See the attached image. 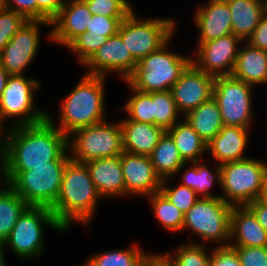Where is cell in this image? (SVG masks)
Returning a JSON list of instances; mask_svg holds the SVG:
<instances>
[{"label":"cell","instance_id":"d4e9b609","mask_svg":"<svg viewBox=\"0 0 267 266\" xmlns=\"http://www.w3.org/2000/svg\"><path fill=\"white\" fill-rule=\"evenodd\" d=\"M240 46L231 75L254 88L267 84V51L253 47L246 41Z\"/></svg>","mask_w":267,"mask_h":266},{"label":"cell","instance_id":"836d02e7","mask_svg":"<svg viewBox=\"0 0 267 266\" xmlns=\"http://www.w3.org/2000/svg\"><path fill=\"white\" fill-rule=\"evenodd\" d=\"M156 221L169 233L182 232L184 213L171 203L161 191L146 197Z\"/></svg>","mask_w":267,"mask_h":266},{"label":"cell","instance_id":"e575fe53","mask_svg":"<svg viewBox=\"0 0 267 266\" xmlns=\"http://www.w3.org/2000/svg\"><path fill=\"white\" fill-rule=\"evenodd\" d=\"M131 97L126 100L122 109L127 113V119L136 122L154 124L153 92H142L134 89L127 81Z\"/></svg>","mask_w":267,"mask_h":266},{"label":"cell","instance_id":"30bf717a","mask_svg":"<svg viewBox=\"0 0 267 266\" xmlns=\"http://www.w3.org/2000/svg\"><path fill=\"white\" fill-rule=\"evenodd\" d=\"M232 205L221 198H199L184 214L182 231L199 236L204 242L229 246Z\"/></svg>","mask_w":267,"mask_h":266},{"label":"cell","instance_id":"5b68a950","mask_svg":"<svg viewBox=\"0 0 267 266\" xmlns=\"http://www.w3.org/2000/svg\"><path fill=\"white\" fill-rule=\"evenodd\" d=\"M66 165L29 166L28 171L2 172L8 184L29 206L52 208L58 198Z\"/></svg>","mask_w":267,"mask_h":266},{"label":"cell","instance_id":"ab89813d","mask_svg":"<svg viewBox=\"0 0 267 266\" xmlns=\"http://www.w3.org/2000/svg\"><path fill=\"white\" fill-rule=\"evenodd\" d=\"M241 266H267V247H232Z\"/></svg>","mask_w":267,"mask_h":266},{"label":"cell","instance_id":"7a4b0ae2","mask_svg":"<svg viewBox=\"0 0 267 266\" xmlns=\"http://www.w3.org/2000/svg\"><path fill=\"white\" fill-rule=\"evenodd\" d=\"M103 198L98 193L85 163L69 159L63 172L58 198L51 208L56 221L67 231L73 223L87 227Z\"/></svg>","mask_w":267,"mask_h":266},{"label":"cell","instance_id":"ac0fdd59","mask_svg":"<svg viewBox=\"0 0 267 266\" xmlns=\"http://www.w3.org/2000/svg\"><path fill=\"white\" fill-rule=\"evenodd\" d=\"M125 18L92 15L86 31L77 36L66 48L70 49L80 65H83L109 37L118 33L119 26Z\"/></svg>","mask_w":267,"mask_h":266},{"label":"cell","instance_id":"816d5d0a","mask_svg":"<svg viewBox=\"0 0 267 266\" xmlns=\"http://www.w3.org/2000/svg\"><path fill=\"white\" fill-rule=\"evenodd\" d=\"M2 7H3L2 0H0V8H2Z\"/></svg>","mask_w":267,"mask_h":266},{"label":"cell","instance_id":"7dc6e473","mask_svg":"<svg viewBox=\"0 0 267 266\" xmlns=\"http://www.w3.org/2000/svg\"><path fill=\"white\" fill-rule=\"evenodd\" d=\"M7 126L0 125V174H2L4 164H5V136H6V128Z\"/></svg>","mask_w":267,"mask_h":266},{"label":"cell","instance_id":"bcb514c9","mask_svg":"<svg viewBox=\"0 0 267 266\" xmlns=\"http://www.w3.org/2000/svg\"><path fill=\"white\" fill-rule=\"evenodd\" d=\"M163 263L161 253L149 252V254L136 266H160Z\"/></svg>","mask_w":267,"mask_h":266},{"label":"cell","instance_id":"8d00e7d4","mask_svg":"<svg viewBox=\"0 0 267 266\" xmlns=\"http://www.w3.org/2000/svg\"><path fill=\"white\" fill-rule=\"evenodd\" d=\"M169 180H171V178L162 180L160 191L171 203L185 214L200 197L193 189L183 186L180 183H178L179 186L175 188L171 187L168 183Z\"/></svg>","mask_w":267,"mask_h":266},{"label":"cell","instance_id":"6da1fadb","mask_svg":"<svg viewBox=\"0 0 267 266\" xmlns=\"http://www.w3.org/2000/svg\"><path fill=\"white\" fill-rule=\"evenodd\" d=\"M53 116L39 123L8 127L2 172L28 171L29 166L66 165L70 159L68 137L55 125Z\"/></svg>","mask_w":267,"mask_h":266},{"label":"cell","instance_id":"ba28073f","mask_svg":"<svg viewBox=\"0 0 267 266\" xmlns=\"http://www.w3.org/2000/svg\"><path fill=\"white\" fill-rule=\"evenodd\" d=\"M68 150L71 159L82 163L120 156L124 149L119 121L111 123L106 119L75 130L68 136Z\"/></svg>","mask_w":267,"mask_h":266},{"label":"cell","instance_id":"60d3db41","mask_svg":"<svg viewBox=\"0 0 267 266\" xmlns=\"http://www.w3.org/2000/svg\"><path fill=\"white\" fill-rule=\"evenodd\" d=\"M209 266H241L236 251L230 246L214 247L211 251Z\"/></svg>","mask_w":267,"mask_h":266},{"label":"cell","instance_id":"f6af8a7d","mask_svg":"<svg viewBox=\"0 0 267 266\" xmlns=\"http://www.w3.org/2000/svg\"><path fill=\"white\" fill-rule=\"evenodd\" d=\"M247 207L257 217L259 224L267 231V198L259 197L249 203Z\"/></svg>","mask_w":267,"mask_h":266},{"label":"cell","instance_id":"f35d334b","mask_svg":"<svg viewBox=\"0 0 267 266\" xmlns=\"http://www.w3.org/2000/svg\"><path fill=\"white\" fill-rule=\"evenodd\" d=\"M27 20L7 8H0V52Z\"/></svg>","mask_w":267,"mask_h":266},{"label":"cell","instance_id":"f907efd6","mask_svg":"<svg viewBox=\"0 0 267 266\" xmlns=\"http://www.w3.org/2000/svg\"><path fill=\"white\" fill-rule=\"evenodd\" d=\"M262 197L267 198V165H266V168H265L264 192H263Z\"/></svg>","mask_w":267,"mask_h":266},{"label":"cell","instance_id":"7c38bea8","mask_svg":"<svg viewBox=\"0 0 267 266\" xmlns=\"http://www.w3.org/2000/svg\"><path fill=\"white\" fill-rule=\"evenodd\" d=\"M253 86L232 75L215 77L213 98L224 126L249 129L253 122Z\"/></svg>","mask_w":267,"mask_h":266},{"label":"cell","instance_id":"c3c4849f","mask_svg":"<svg viewBox=\"0 0 267 266\" xmlns=\"http://www.w3.org/2000/svg\"><path fill=\"white\" fill-rule=\"evenodd\" d=\"M9 74L4 70V68L0 64V97L3 93V90L6 86Z\"/></svg>","mask_w":267,"mask_h":266},{"label":"cell","instance_id":"d590c367","mask_svg":"<svg viewBox=\"0 0 267 266\" xmlns=\"http://www.w3.org/2000/svg\"><path fill=\"white\" fill-rule=\"evenodd\" d=\"M154 125L162 127L165 131L179 122L182 116L175 105L170 90L153 92Z\"/></svg>","mask_w":267,"mask_h":266},{"label":"cell","instance_id":"4316f807","mask_svg":"<svg viewBox=\"0 0 267 266\" xmlns=\"http://www.w3.org/2000/svg\"><path fill=\"white\" fill-rule=\"evenodd\" d=\"M166 132L172 137L185 163L202 161L203 155L207 154V143L183 117Z\"/></svg>","mask_w":267,"mask_h":266},{"label":"cell","instance_id":"277c9868","mask_svg":"<svg viewBox=\"0 0 267 266\" xmlns=\"http://www.w3.org/2000/svg\"><path fill=\"white\" fill-rule=\"evenodd\" d=\"M169 42L171 39L137 62L134 72L126 80L134 89L150 93L168 91L192 63V56L170 51Z\"/></svg>","mask_w":267,"mask_h":266},{"label":"cell","instance_id":"cb8c5ba5","mask_svg":"<svg viewBox=\"0 0 267 266\" xmlns=\"http://www.w3.org/2000/svg\"><path fill=\"white\" fill-rule=\"evenodd\" d=\"M119 123L122 129L123 149L132 154L149 156L165 132L160 126L131 121L126 117Z\"/></svg>","mask_w":267,"mask_h":266},{"label":"cell","instance_id":"b9f144b4","mask_svg":"<svg viewBox=\"0 0 267 266\" xmlns=\"http://www.w3.org/2000/svg\"><path fill=\"white\" fill-rule=\"evenodd\" d=\"M2 4L28 21H37V0H2Z\"/></svg>","mask_w":267,"mask_h":266},{"label":"cell","instance_id":"d6986e66","mask_svg":"<svg viewBox=\"0 0 267 266\" xmlns=\"http://www.w3.org/2000/svg\"><path fill=\"white\" fill-rule=\"evenodd\" d=\"M92 13L85 0H67L59 14L51 21L48 38L67 47L77 36L84 33Z\"/></svg>","mask_w":267,"mask_h":266},{"label":"cell","instance_id":"9c48e42d","mask_svg":"<svg viewBox=\"0 0 267 266\" xmlns=\"http://www.w3.org/2000/svg\"><path fill=\"white\" fill-rule=\"evenodd\" d=\"M137 15L134 9L121 22L118 34L132 56L139 61L159 50L173 38L177 22L173 18L161 17H147V19L144 18L143 20V18H138Z\"/></svg>","mask_w":267,"mask_h":266},{"label":"cell","instance_id":"ee69618b","mask_svg":"<svg viewBox=\"0 0 267 266\" xmlns=\"http://www.w3.org/2000/svg\"><path fill=\"white\" fill-rule=\"evenodd\" d=\"M246 42L253 47L267 51V12Z\"/></svg>","mask_w":267,"mask_h":266},{"label":"cell","instance_id":"e0dca14e","mask_svg":"<svg viewBox=\"0 0 267 266\" xmlns=\"http://www.w3.org/2000/svg\"><path fill=\"white\" fill-rule=\"evenodd\" d=\"M125 182V197H148L160 191L161 178L148 155L123 152L120 155Z\"/></svg>","mask_w":267,"mask_h":266},{"label":"cell","instance_id":"7402d4cb","mask_svg":"<svg viewBox=\"0 0 267 266\" xmlns=\"http://www.w3.org/2000/svg\"><path fill=\"white\" fill-rule=\"evenodd\" d=\"M85 164L94 186L103 199L125 198L120 156L94 159Z\"/></svg>","mask_w":267,"mask_h":266},{"label":"cell","instance_id":"ffe728a7","mask_svg":"<svg viewBox=\"0 0 267 266\" xmlns=\"http://www.w3.org/2000/svg\"><path fill=\"white\" fill-rule=\"evenodd\" d=\"M196 7L193 20L199 33L196 48L201 43L232 34L231 12L226 0H208Z\"/></svg>","mask_w":267,"mask_h":266},{"label":"cell","instance_id":"681fc988","mask_svg":"<svg viewBox=\"0 0 267 266\" xmlns=\"http://www.w3.org/2000/svg\"><path fill=\"white\" fill-rule=\"evenodd\" d=\"M4 254H5L4 243L0 241V266H7Z\"/></svg>","mask_w":267,"mask_h":266},{"label":"cell","instance_id":"4dcf8cb0","mask_svg":"<svg viewBox=\"0 0 267 266\" xmlns=\"http://www.w3.org/2000/svg\"><path fill=\"white\" fill-rule=\"evenodd\" d=\"M29 207L8 184L0 183V241L4 242L19 217Z\"/></svg>","mask_w":267,"mask_h":266},{"label":"cell","instance_id":"7bdbcfd3","mask_svg":"<svg viewBox=\"0 0 267 266\" xmlns=\"http://www.w3.org/2000/svg\"><path fill=\"white\" fill-rule=\"evenodd\" d=\"M64 4L65 0H37V21L51 22Z\"/></svg>","mask_w":267,"mask_h":266},{"label":"cell","instance_id":"1f68e13d","mask_svg":"<svg viewBox=\"0 0 267 266\" xmlns=\"http://www.w3.org/2000/svg\"><path fill=\"white\" fill-rule=\"evenodd\" d=\"M207 245L198 241H189L187 244L181 243L174 251L175 253L161 252L163 264L165 266H209L211 256Z\"/></svg>","mask_w":267,"mask_h":266},{"label":"cell","instance_id":"4fadbf2b","mask_svg":"<svg viewBox=\"0 0 267 266\" xmlns=\"http://www.w3.org/2000/svg\"><path fill=\"white\" fill-rule=\"evenodd\" d=\"M51 22L26 21L0 52V64L9 75H24L37 52L41 35L40 26Z\"/></svg>","mask_w":267,"mask_h":266},{"label":"cell","instance_id":"8992f818","mask_svg":"<svg viewBox=\"0 0 267 266\" xmlns=\"http://www.w3.org/2000/svg\"><path fill=\"white\" fill-rule=\"evenodd\" d=\"M266 165L253 157L221 164V199L232 206H247L262 197Z\"/></svg>","mask_w":267,"mask_h":266},{"label":"cell","instance_id":"52a82bcc","mask_svg":"<svg viewBox=\"0 0 267 266\" xmlns=\"http://www.w3.org/2000/svg\"><path fill=\"white\" fill-rule=\"evenodd\" d=\"M49 227L58 233L66 232L50 208L29 206L3 242L4 247H10L19 259H36L44 252V228Z\"/></svg>","mask_w":267,"mask_h":266},{"label":"cell","instance_id":"f546056e","mask_svg":"<svg viewBox=\"0 0 267 266\" xmlns=\"http://www.w3.org/2000/svg\"><path fill=\"white\" fill-rule=\"evenodd\" d=\"M215 165L212 170L204 160L191 162V165L183 171L180 184L193 189L200 198H221V194H211L210 191L215 182L219 188L221 187V167Z\"/></svg>","mask_w":267,"mask_h":266},{"label":"cell","instance_id":"44dd1931","mask_svg":"<svg viewBox=\"0 0 267 266\" xmlns=\"http://www.w3.org/2000/svg\"><path fill=\"white\" fill-rule=\"evenodd\" d=\"M229 246L267 247V231L247 206L232 207Z\"/></svg>","mask_w":267,"mask_h":266},{"label":"cell","instance_id":"5bb4252c","mask_svg":"<svg viewBox=\"0 0 267 266\" xmlns=\"http://www.w3.org/2000/svg\"><path fill=\"white\" fill-rule=\"evenodd\" d=\"M137 62L117 33L109 37L82 67H86L85 74L88 75L107 77L111 73H117L126 81L134 72Z\"/></svg>","mask_w":267,"mask_h":266},{"label":"cell","instance_id":"3957f363","mask_svg":"<svg viewBox=\"0 0 267 266\" xmlns=\"http://www.w3.org/2000/svg\"><path fill=\"white\" fill-rule=\"evenodd\" d=\"M106 77L84 74L63 98L56 127L67 137L75 130L106 120Z\"/></svg>","mask_w":267,"mask_h":266},{"label":"cell","instance_id":"d6a6232c","mask_svg":"<svg viewBox=\"0 0 267 266\" xmlns=\"http://www.w3.org/2000/svg\"><path fill=\"white\" fill-rule=\"evenodd\" d=\"M149 253L136 243L127 248L103 251L90 257L81 266H136Z\"/></svg>","mask_w":267,"mask_h":266},{"label":"cell","instance_id":"74e56055","mask_svg":"<svg viewBox=\"0 0 267 266\" xmlns=\"http://www.w3.org/2000/svg\"><path fill=\"white\" fill-rule=\"evenodd\" d=\"M92 15L127 17L135 8L128 0H85Z\"/></svg>","mask_w":267,"mask_h":266},{"label":"cell","instance_id":"2e32d148","mask_svg":"<svg viewBox=\"0 0 267 266\" xmlns=\"http://www.w3.org/2000/svg\"><path fill=\"white\" fill-rule=\"evenodd\" d=\"M215 77L191 63L170 89L179 113L185 116L213 97Z\"/></svg>","mask_w":267,"mask_h":266},{"label":"cell","instance_id":"484cf974","mask_svg":"<svg viewBox=\"0 0 267 266\" xmlns=\"http://www.w3.org/2000/svg\"><path fill=\"white\" fill-rule=\"evenodd\" d=\"M226 1L231 12L232 33L247 41L266 13L265 0Z\"/></svg>","mask_w":267,"mask_h":266},{"label":"cell","instance_id":"f1b7e54d","mask_svg":"<svg viewBox=\"0 0 267 266\" xmlns=\"http://www.w3.org/2000/svg\"><path fill=\"white\" fill-rule=\"evenodd\" d=\"M149 157L154 166L155 173L161 180L175 178L186 165L190 164L183 161L172 137L166 131Z\"/></svg>","mask_w":267,"mask_h":266},{"label":"cell","instance_id":"8fae6325","mask_svg":"<svg viewBox=\"0 0 267 266\" xmlns=\"http://www.w3.org/2000/svg\"><path fill=\"white\" fill-rule=\"evenodd\" d=\"M40 89V82L24 75H9L0 97V125L8 118H14L10 127L31 125L47 118L44 108L37 107L35 94ZM37 107V108H36Z\"/></svg>","mask_w":267,"mask_h":266},{"label":"cell","instance_id":"83f0119b","mask_svg":"<svg viewBox=\"0 0 267 266\" xmlns=\"http://www.w3.org/2000/svg\"><path fill=\"white\" fill-rule=\"evenodd\" d=\"M183 118L207 144L224 126L219 106L213 97L188 112Z\"/></svg>","mask_w":267,"mask_h":266},{"label":"cell","instance_id":"9a60e30c","mask_svg":"<svg viewBox=\"0 0 267 266\" xmlns=\"http://www.w3.org/2000/svg\"><path fill=\"white\" fill-rule=\"evenodd\" d=\"M242 42L232 33L201 43L196 48V58L194 54L192 63L214 77L231 75Z\"/></svg>","mask_w":267,"mask_h":266},{"label":"cell","instance_id":"603a6c76","mask_svg":"<svg viewBox=\"0 0 267 266\" xmlns=\"http://www.w3.org/2000/svg\"><path fill=\"white\" fill-rule=\"evenodd\" d=\"M249 132L247 128L223 126L207 144V153L218 165L248 158L244 151L249 144Z\"/></svg>","mask_w":267,"mask_h":266}]
</instances>
